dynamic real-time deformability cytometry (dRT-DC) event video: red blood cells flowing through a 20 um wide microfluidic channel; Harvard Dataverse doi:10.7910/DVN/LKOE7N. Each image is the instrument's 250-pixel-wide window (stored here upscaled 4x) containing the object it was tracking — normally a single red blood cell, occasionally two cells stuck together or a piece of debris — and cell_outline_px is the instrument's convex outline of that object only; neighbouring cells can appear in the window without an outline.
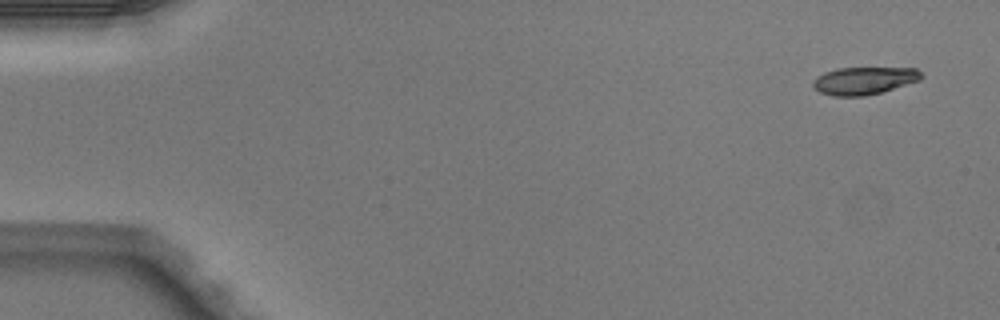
{"species": "Egyptian fruit bat (a non-hibernating species)", "species_latin": "Rousettus aegyptiacus", "temperature_condition": "warm", "stored_images_in_passage": 4, "camera_frame_rate_fps": 3000, "um_per_image_px": 0.085, "animal": {"sex": "male"}, "frame": {"image": 1, "passage_image": 1, "time_ms": 0.0, "image_size_px": [1000, 320], "cell_outline_px": [[924, 76], [920, 80], [880, 92], [864, 96], [832, 96], [820, 92], [812, 84], [812, 80], [816, 76], [824, 72], [836, 68], [916, 68]], "centroid_in_image_um": [73.41, 6.85], "position_along_channel_um": 11.6, "area_um2": 17.34}}
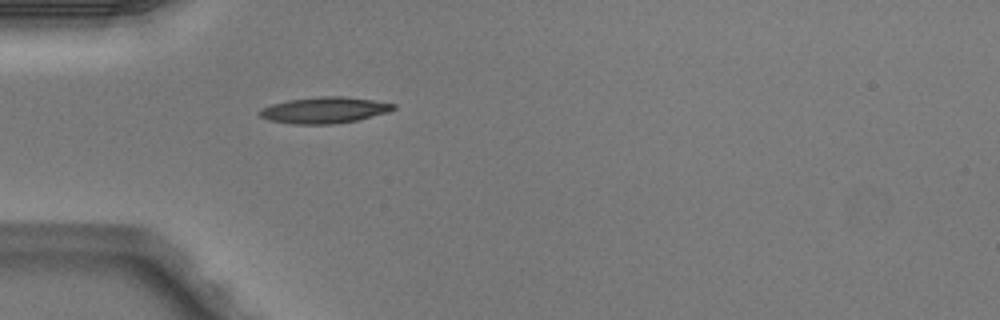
{"frame": {"image": 2, "passage_image": 4, "time_ms": 1.0, "image_size_px": [1000, 320], "cell_outline_px": [[396, 108], [388, 112], [356, 120], [332, 124], [292, 124], [268, 120], [260, 116], [256, 112], [260, 108], [272, 104], [288, 100], [320, 96], [340, 96], [372, 100], [396, 104]], "centroid_in_image_um": [27.52, 9.36], "position_along_channel_um": 57.5, "area_um2": 20.4}}